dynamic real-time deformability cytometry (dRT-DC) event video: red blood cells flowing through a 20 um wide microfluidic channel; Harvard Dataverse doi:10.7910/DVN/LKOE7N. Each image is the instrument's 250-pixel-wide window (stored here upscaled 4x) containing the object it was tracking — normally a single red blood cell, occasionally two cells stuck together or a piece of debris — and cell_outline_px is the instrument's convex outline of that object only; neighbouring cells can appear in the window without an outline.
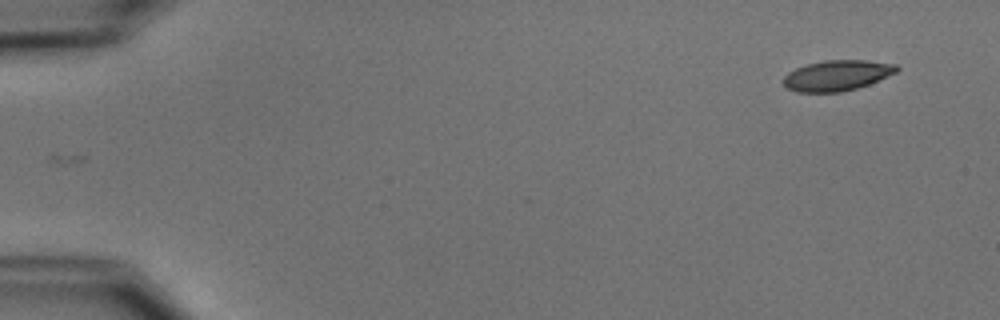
{"species": "common noctule bat (a hibernating species)", "species_latin": "Nyctalus noctula", "temperature_condition": "cold", "stored_images_in_passage": 51, "camera_frame_rate_fps": 3000, "um_per_image_px": 0.085, "animal": {"sex": "male", "body_mass_g": 15.6}, "frame": {"image": 1, "passage_image": 1, "time_ms": 0.0, "image_size_px": [1000, 320], "cell_outline_px": [[900, 68], [896, 72], [868, 84], [856, 88], [840, 92], [796, 92], [788, 88], [784, 84], [784, 76], [788, 72], [796, 68], [808, 64], [824, 60], [864, 60], [896, 64]], "centroid_in_image_um": [71.14, 6.41], "position_along_channel_um": 13.9, "area_um2": 19.94}}
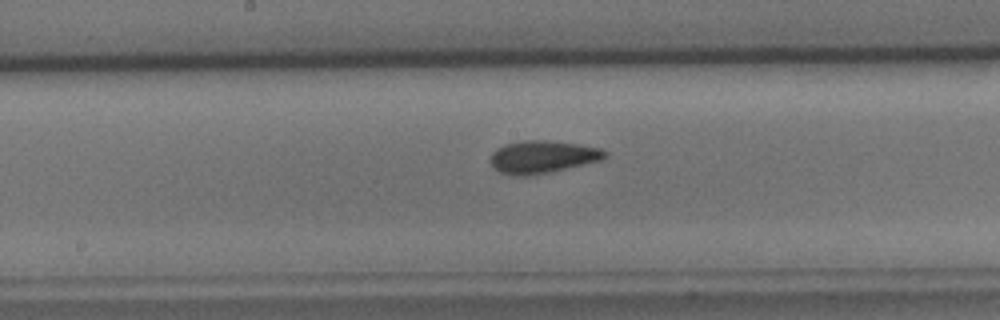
{"frame": {"image": 2, "passage_image": 26, "time_ms": 8.333, "image_size_px": [1000, 320], "cell_outline_px": [[608, 156], [600, 160], [548, 172], [528, 176], [520, 176], [500, 172], [488, 160], [492, 152], [496, 148], [504, 144], [524, 140], [544, 140], [576, 144], [600, 148], [608, 152]], "centroid_in_image_um": [46.08, 13.32], "position_along_channel_um": 202.1, "area_um2": 21.5}}
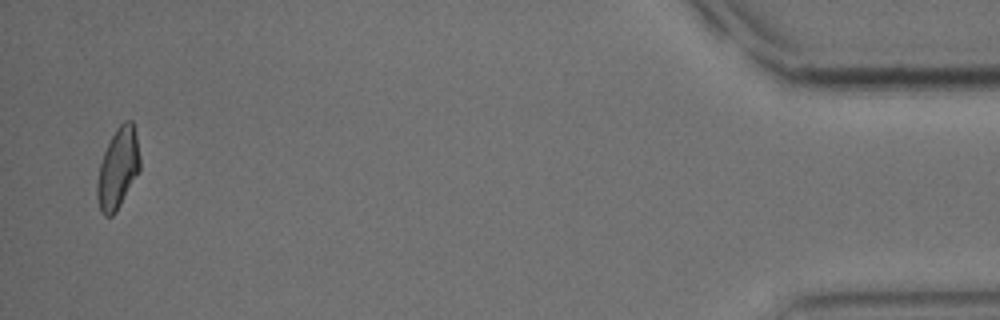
{"frame": {"image": 3, "passage_image": 50, "time_ms": 16.333, "image_size_px": [1000, 320], "cell_outline_px": [[140, 172], [116, 212], [112, 216], [104, 216], [100, 212], [96, 196], [96, 184], [100, 164], [104, 152], [116, 128], [124, 120], [132, 120], [136, 136], [140, 156]], "centroid_in_image_um": [10.02, 14.35], "position_along_channel_um": 425.2, "area_um2": 20.29}, "authors_computed_cell_mechanics": {"area_um2": 20.808, "velocity_mm_per_s": 3.7537, "shape_relaxation_time_tau1_ms": 7.0528, "shape_relaxation_time_tau2_ms": 1.4167, "deformation_change_tau1": 0.1606, "deformation_change_tau2": 0.0523}}